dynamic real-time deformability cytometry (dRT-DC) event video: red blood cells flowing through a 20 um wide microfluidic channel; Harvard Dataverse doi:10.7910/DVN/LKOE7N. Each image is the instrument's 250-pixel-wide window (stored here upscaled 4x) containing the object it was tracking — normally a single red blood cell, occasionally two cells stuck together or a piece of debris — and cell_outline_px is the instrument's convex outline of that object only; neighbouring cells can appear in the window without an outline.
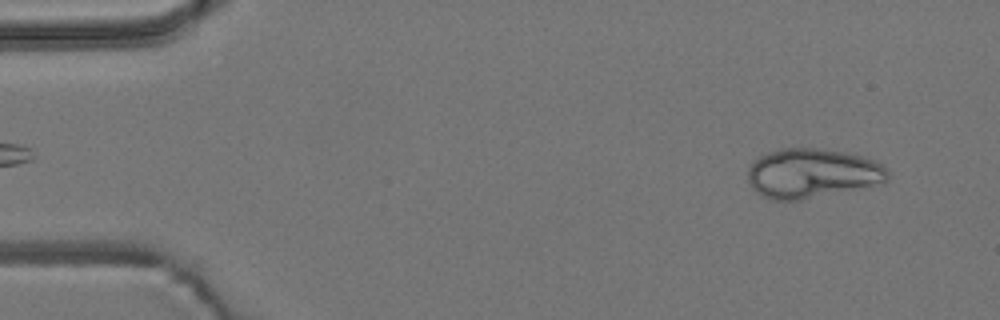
{"species": "common noctule bat (a hibernating species)", "species_latin": "Nyctalus noctula", "temperature_condition": "room temperature", "stored_images_in_passage": 52, "segment_of_instrument_passage": [1, 2], "camera_frame_rate_fps": 3000, "um_per_image_px": 0.085, "animal": {"sex": "male", "body_mass_g": 19.2, "forearm_length_mm": 51.8}, "frame": {"image": 1, "passage_image": 3, "time_ms": 0.667, "image_size_px": [1000, 320], "cell_outline_px": [[888, 180], [800, 200], [768, 200], [756, 192], [752, 188], [748, 180], [748, 168], [760, 156], [768, 152], [784, 148], [816, 148], [844, 152], [860, 156], [872, 160], [888, 168]], "centroid_in_image_um": [68.95, 14.72], "position_along_channel_um": 16.0, "area_um2": 39.54}}